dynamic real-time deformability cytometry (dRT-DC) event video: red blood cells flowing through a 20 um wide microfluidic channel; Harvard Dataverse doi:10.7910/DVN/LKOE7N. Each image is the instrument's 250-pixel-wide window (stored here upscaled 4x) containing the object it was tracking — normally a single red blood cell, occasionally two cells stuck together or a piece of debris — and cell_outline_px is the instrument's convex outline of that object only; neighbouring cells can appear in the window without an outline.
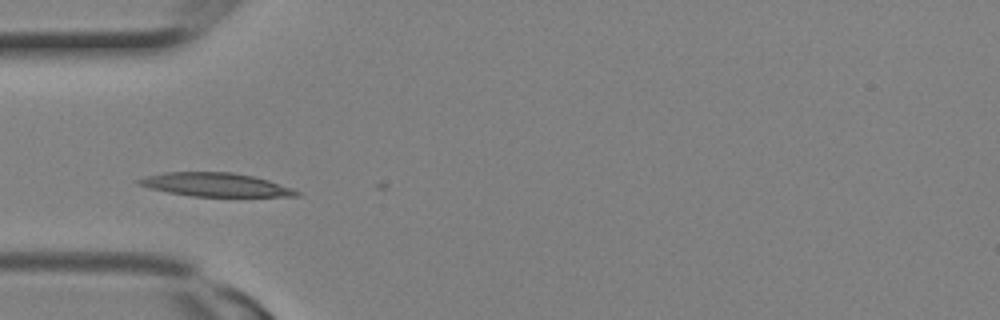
{"species": "Egyptian fruit bat (a non-hibernating species)", "species_latin": "Rousettus aegyptiacus", "temperature_condition": "room temperature", "stored_images_in_passage": 1, "camera_frame_rate_fps": 3000, "um_per_image_px": 0.085, "animal": {"sex": "female"}, "frame": {"image": 1, "passage_image": 1, "time_ms": 0.0, "image_size_px": [1000, 320], "cell_outline_px": [[304, 192], [300, 196], [192, 196], [168, 192], [136, 184], [136, 180], [144, 176], [164, 172], [232, 172], [252, 176], [268, 180]], "centroid_in_image_um": [18.32, 15.69], "position_along_channel_um": 66.7, "area_um2": 21.62}}